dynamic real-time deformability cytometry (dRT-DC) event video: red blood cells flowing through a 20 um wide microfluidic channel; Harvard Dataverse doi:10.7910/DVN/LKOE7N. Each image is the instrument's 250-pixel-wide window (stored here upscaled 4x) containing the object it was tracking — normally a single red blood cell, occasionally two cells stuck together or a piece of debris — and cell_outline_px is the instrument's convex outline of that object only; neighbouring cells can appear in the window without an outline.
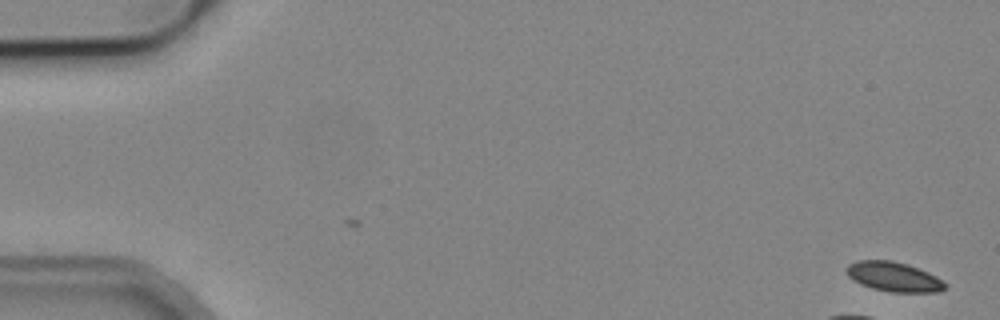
{"species": "common noctule bat (a hibernating species)", "species_latin": "Nyctalus noctula", "temperature_condition": "cold", "stored_images_in_passage": 9, "camera_frame_rate_fps": 3000, "um_per_image_px": 0.085, "animal": {"sex": "male", "body_mass_g": 19.2, "forearm_length_mm": 51.8}, "frame": {"image": 1, "passage_image": 1, "time_ms": 0.0, "image_size_px": [1000, 320], "cell_outline_px": [[948, 284], [940, 292], [892, 292], [872, 288], [848, 276], [844, 268], [848, 264], [856, 260], [892, 260], [908, 264], [928, 272], [936, 276]], "centroid_in_image_um": [75.98, 23.51], "position_along_channel_um": 9.0, "area_um2": 16.99}}